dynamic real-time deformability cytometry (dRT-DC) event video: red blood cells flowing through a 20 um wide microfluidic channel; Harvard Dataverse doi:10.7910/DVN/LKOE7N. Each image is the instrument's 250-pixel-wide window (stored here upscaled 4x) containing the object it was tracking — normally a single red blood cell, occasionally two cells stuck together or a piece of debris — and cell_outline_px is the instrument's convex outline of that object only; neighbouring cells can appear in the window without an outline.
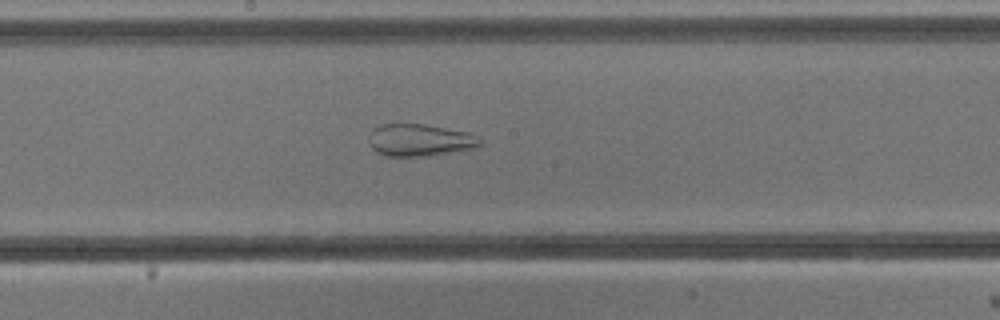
{"species": "common noctule bat (a hibernating species)", "species_latin": "Nyctalus noctula", "temperature_condition": "cold", "stored_images_in_passage": 49, "camera_frame_rate_fps": 3000, "um_per_image_px": 0.085, "animal": {"sex": "male", "body_mass_g": 13.3}, "frame": {"image": 1, "passage_image": 28, "time_ms": 9.0, "image_size_px": [1000, 320], "cell_outline_px": [[480, 144], [476, 148], [424, 156], [384, 156], [376, 152], [372, 148], [368, 136], [372, 128], [380, 124], [424, 124], [468, 132], [480, 136]], "centroid_in_image_um": [35.66, 11.9], "position_along_channel_um": 212.5, "area_um2": 20.92}}
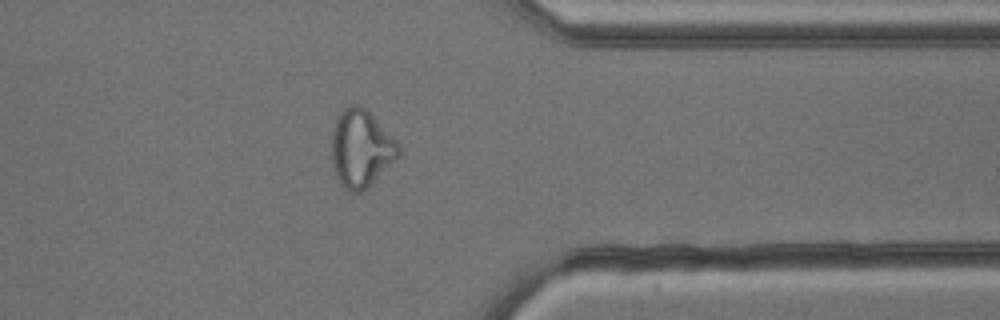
{"frame": {"image": 2, "passage_image": 42, "time_ms": 13.667, "image_size_px": [1000, 320], "cell_outline_px": [[400, 156], [360, 192], [348, 192], [344, 188], [336, 176], [332, 164], [332, 136], [336, 120], [340, 112], [344, 108], [352, 104], [360, 104], [368, 108], [400, 148]], "centroid_in_image_um": [30.66, 12.59], "position_along_channel_um": 380.7, "area_um2": 29.77}}